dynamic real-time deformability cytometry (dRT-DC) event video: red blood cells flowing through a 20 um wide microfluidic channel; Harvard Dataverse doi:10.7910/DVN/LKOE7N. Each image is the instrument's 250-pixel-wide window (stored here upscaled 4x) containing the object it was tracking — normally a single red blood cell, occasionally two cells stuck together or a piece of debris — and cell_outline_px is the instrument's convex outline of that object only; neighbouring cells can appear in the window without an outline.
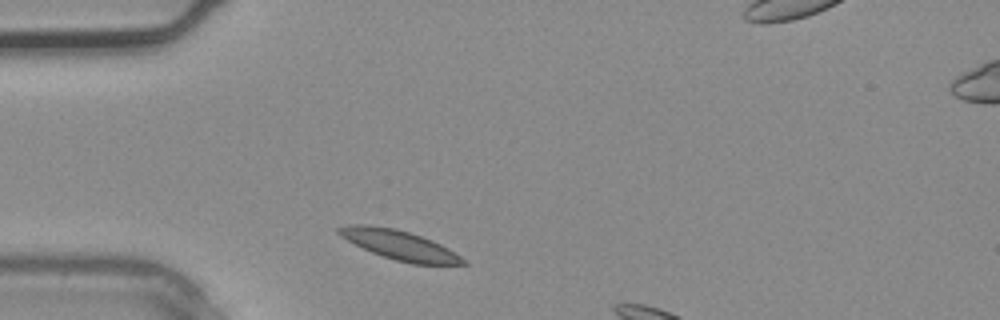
{"species": "common noctule bat (a hibernating species)", "species_latin": "Nyctalus noctula", "temperature_condition": "warm", "stored_images_in_passage": 2, "camera_frame_rate_fps": 3000, "um_per_image_px": 0.085, "animal": {"sex": "male", "body_mass_g": 20.4}, "frame": {"image": 1, "passage_image": 1, "time_ms": 0.0, "image_size_px": [1000, 320], "cell_outline_px": [[468, 264], [412, 264], [396, 260], [372, 252], [340, 236], [336, 232], [336, 228], [344, 224], [368, 224], [392, 228], [408, 232], [432, 240], [448, 248], [460, 256]], "centroid_in_image_um": [33.91, 20.8], "position_along_channel_um": 51.1, "area_um2": 20.98}}